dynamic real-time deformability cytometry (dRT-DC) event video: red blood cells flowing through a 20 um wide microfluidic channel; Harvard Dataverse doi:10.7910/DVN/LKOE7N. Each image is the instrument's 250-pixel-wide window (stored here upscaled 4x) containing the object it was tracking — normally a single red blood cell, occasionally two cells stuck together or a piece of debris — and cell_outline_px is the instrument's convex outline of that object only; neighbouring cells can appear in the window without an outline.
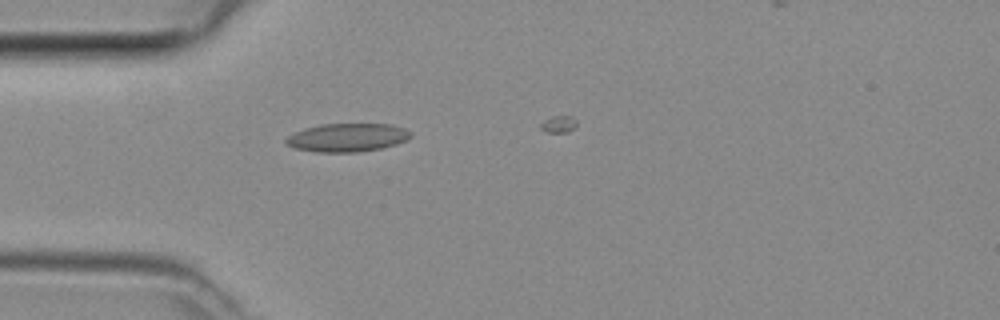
{"species": "common noctule bat (a hibernating species)", "species_latin": "Nyctalus noctula", "temperature_condition": "room temperature", "stored_images_in_passage": 4, "camera_frame_rate_fps": 3000, "um_per_image_px": 0.085, "animal": {"sex": "female", "body_mass_g": 29.2, "forearm_length_mm": 56.3}, "frame": {"image": 1, "passage_image": 1, "time_ms": 0.0, "image_size_px": [1000, 320], "cell_outline_px": [[412, 136], [408, 140], [396, 144], [380, 148], [356, 152], [312, 152], [292, 148], [284, 144], [284, 140], [288, 136], [304, 128], [320, 124], [392, 124], [404, 128], [412, 132]], "centroid_in_image_um": [29.5, 11.69], "position_along_channel_um": 55.5, "area_um2": 20.87}}